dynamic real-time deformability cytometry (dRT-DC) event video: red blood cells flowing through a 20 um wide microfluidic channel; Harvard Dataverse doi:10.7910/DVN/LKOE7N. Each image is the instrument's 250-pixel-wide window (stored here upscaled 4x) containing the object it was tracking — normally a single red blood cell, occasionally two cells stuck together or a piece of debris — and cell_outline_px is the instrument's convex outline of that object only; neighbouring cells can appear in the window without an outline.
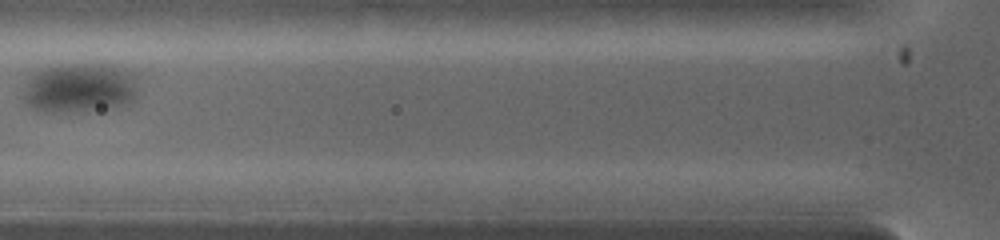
{"species": "common noctule bat (a hibernating species)", "species_latin": "Nyctalus noctula", "temperature_condition": "warm", "stored_images_in_passage": 13, "camera_frame_rate_fps": 5000, "um_per_image_px": 0.085, "animal": {"sex": "female", "body_mass_g": 19.0, "forearm_length_mm": 53.3}, "frame": {"image": 1, "passage_image": 3, "time_ms": 1.4, "image_size_px": [1000, 240], "cell_outline_px": [[140, 76], [136, 88], [132, 96], [128, 100], [120, 104], [80, 108], [36, 108], [28, 104], [24, 100], [28, 76], [32, 72], [40, 68], [56, 64], [108, 64], [124, 68]], "centroid_in_image_um": [6.78, 7.31], "position_along_channel_um": 119.0, "area_um2": 31.44}}
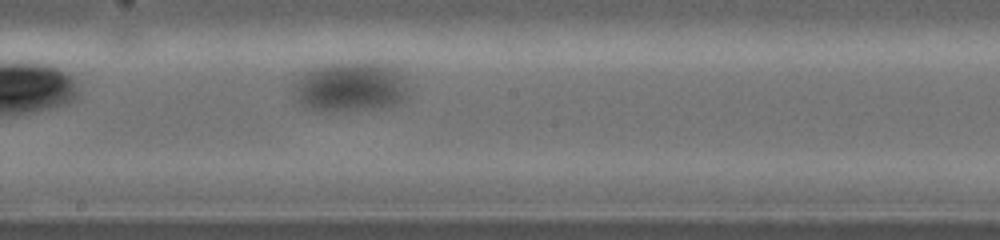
{"frame": {"image": 2, "passage_image": 7, "time_ms": 3.4, "image_size_px": [1000, 240], "cell_outline_px": [[404, 96], [396, 104], [376, 108], [312, 108], [304, 104], [300, 100], [296, 80], [304, 72], [324, 64], [388, 64], [400, 72], [404, 76]], "centroid_in_image_um": [29.84, 7.33], "position_along_channel_um": 218.4, "area_um2": 30.87}}
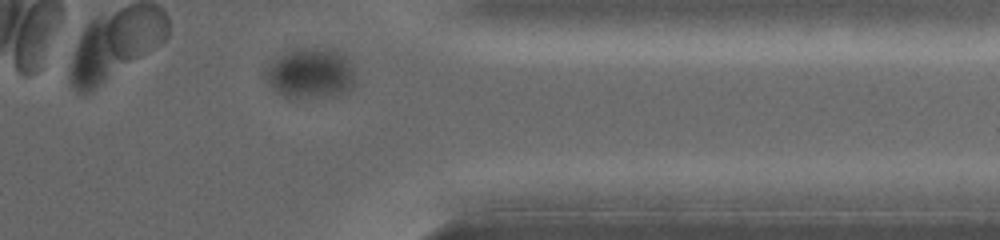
{"frame": {"image": 3, "passage_image": 12, "time_ms": 6.8, "image_size_px": [1000, 240], "cell_outline_px": [[352, 88], [348, 92], [336, 96], [284, 96], [276, 92], [268, 84], [264, 76], [264, 68], [288, 52], [300, 48], [316, 48], [336, 52], [344, 56], [348, 60], [352, 68]], "centroid_in_image_um": [26.36, 6.25], "position_along_channel_um": 385.0, "area_um2": 25.49}}